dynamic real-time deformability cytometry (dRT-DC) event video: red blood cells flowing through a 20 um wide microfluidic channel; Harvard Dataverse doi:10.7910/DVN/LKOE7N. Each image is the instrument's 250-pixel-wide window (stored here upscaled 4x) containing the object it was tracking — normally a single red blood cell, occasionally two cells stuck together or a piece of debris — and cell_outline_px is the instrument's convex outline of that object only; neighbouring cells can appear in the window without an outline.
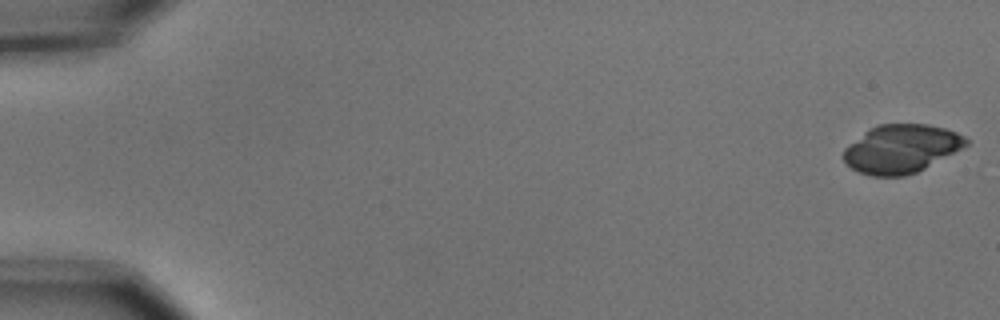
{"species": "common noctule bat (a hibernating species)", "species_latin": "Nyctalus noctula", "temperature_condition": "cold", "stored_images_in_passage": 11, "camera_frame_rate_fps": 3000, "um_per_image_px": 0.085, "animal": {"sex": "male", "body_mass_g": 15.6}, "frame": {"image": 1, "passage_image": 1, "time_ms": 0.0, "image_size_px": [1000, 320], "cell_outline_px": [[968, 144], [924, 168], [916, 172], [904, 176], [872, 176], [860, 172], [852, 168], [844, 160], [844, 148], [864, 132], [880, 124], [928, 124], [944, 128], [956, 132], [964, 136], [968, 140]], "centroid_in_image_um": [76.59, 12.64], "position_along_channel_um": 8.4, "area_um2": 33.99}}
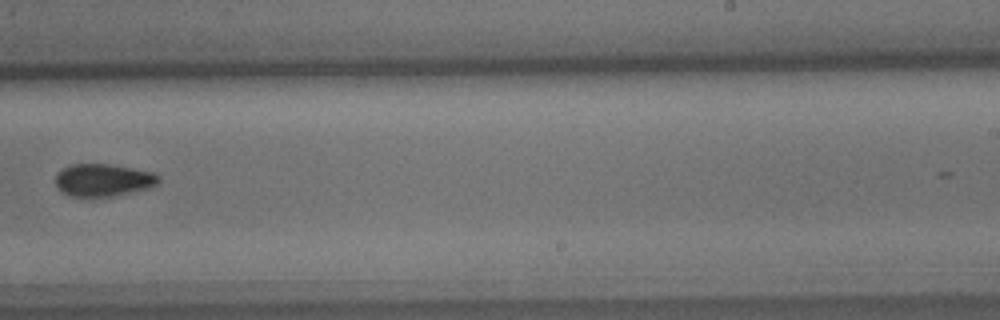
{"frame": {"image": 2, "passage_image": 10, "time_ms": 3.0, "image_size_px": [1000, 320], "cell_outline_px": [[160, 180], [152, 188], [116, 196], [92, 200], [72, 196], [60, 192], [56, 188], [56, 172], [72, 164], [108, 164], [156, 172], [160, 176]], "centroid_in_image_um": [8.78, 15.36], "position_along_channel_um": 280.2, "area_um2": 20.46}}
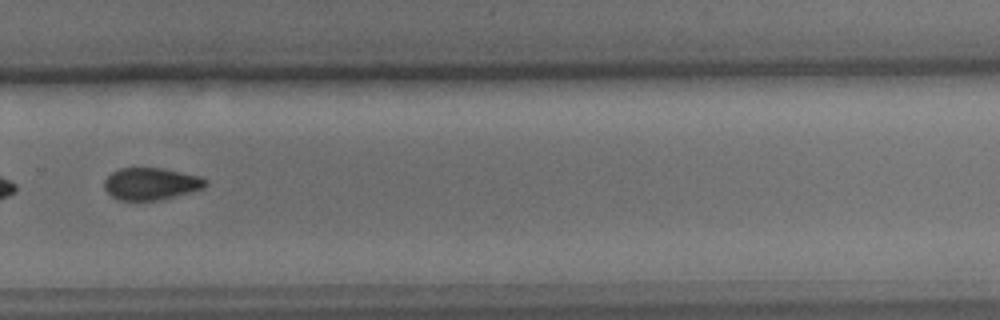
{"frame": {"image": 3, "passage_image": 11, "time_ms": 3.333, "image_size_px": [1000, 320], "cell_outline_px": [[208, 184], [204, 188], [160, 200], [120, 200], [112, 196], [104, 188], [104, 180], [112, 172], [120, 168], [160, 168], [200, 176], [208, 180]], "centroid_in_image_um": [12.84, 15.62], "position_along_channel_um": 317.0, "area_um2": 18.84}}